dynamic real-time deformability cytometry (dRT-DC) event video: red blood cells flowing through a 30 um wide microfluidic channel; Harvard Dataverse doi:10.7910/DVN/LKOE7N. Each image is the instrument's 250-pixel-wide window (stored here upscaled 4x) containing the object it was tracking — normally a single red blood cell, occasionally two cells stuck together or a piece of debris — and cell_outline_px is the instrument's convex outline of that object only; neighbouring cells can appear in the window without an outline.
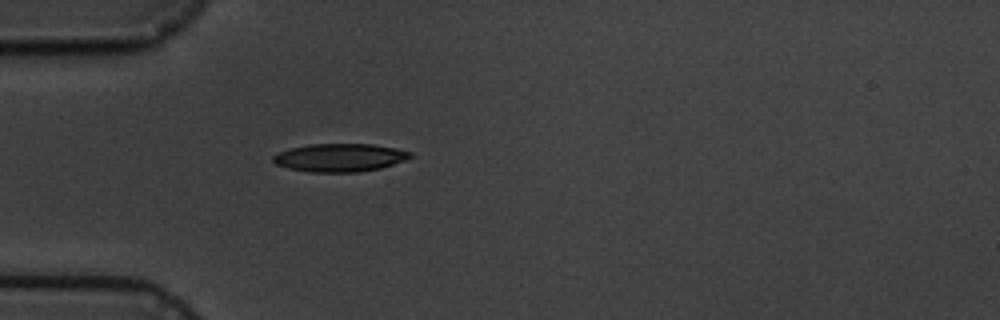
{"species": "common noctule bat (a hibernating species)", "species_latin": "Nyctalus noctula", "temperature_condition": "cold", "stored_images_in_passage": 1, "camera_frame_rate_fps": 3000, "um_per_image_px": 0.085, "animal": {"sex": "male", "body_mass_g": 19.5, "forearm_length_mm": 54.6}, "frame": {"image": 1, "passage_image": 1, "time_ms": 0.0, "image_size_px": [1000, 320], "cell_outline_px": [[412, 156], [404, 160], [380, 168], [356, 172], [308, 172], [288, 168], [276, 164], [272, 160], [272, 156], [280, 152], [292, 148], [312, 144], [372, 144], [396, 148], [412, 152]], "centroid_in_image_um": [28.88, 13.4], "position_along_channel_um": 56.1, "area_um2": 22.25}}